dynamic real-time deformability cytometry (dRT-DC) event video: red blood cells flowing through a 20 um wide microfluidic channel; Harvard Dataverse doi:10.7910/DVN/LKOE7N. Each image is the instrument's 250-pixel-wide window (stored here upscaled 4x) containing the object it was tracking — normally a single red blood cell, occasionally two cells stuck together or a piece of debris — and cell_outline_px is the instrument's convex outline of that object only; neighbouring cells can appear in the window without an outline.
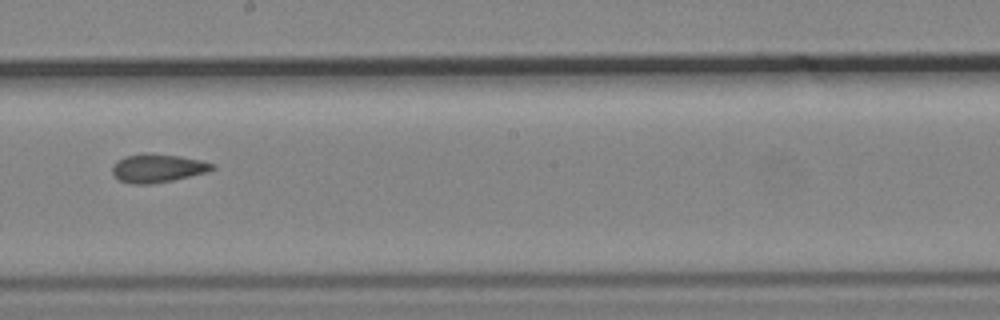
{"species": "common noctule bat (a hibernating species)", "species_latin": "Nyctalus noctula", "temperature_condition": "cold", "stored_images_in_passage": 11, "camera_frame_rate_fps": 3000, "um_per_image_px": 0.085, "animal": {"sex": "male", "body_mass_g": 19.2, "forearm_length_mm": 51.8}, "frame": {"image": 1, "passage_image": 10, "time_ms": 11.667, "image_size_px": [1000, 320], "cell_outline_px": [[216, 168], [208, 172], [172, 180], [152, 184], [132, 184], [120, 180], [112, 172], [112, 168], [116, 160], [124, 156], [144, 152], [180, 156], [200, 160], [216, 164]], "centroid_in_image_um": [13.41, 14.28], "position_along_channel_um": 234.8, "area_um2": 16.7}}
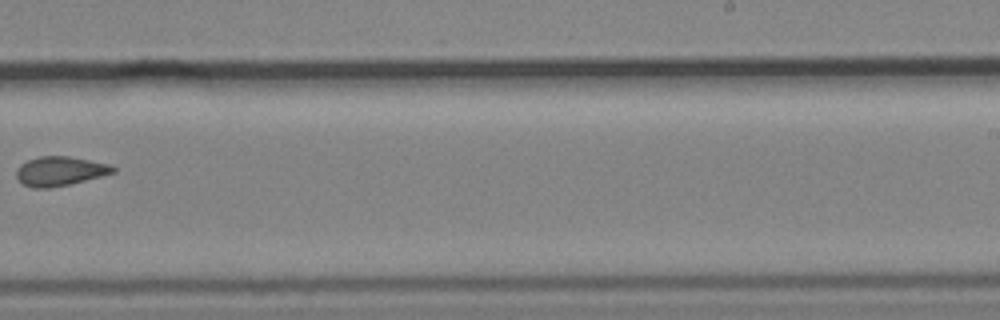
{"frame": {"image": 2, "passage_image": 11, "time_ms": 13.0, "image_size_px": [1000, 320], "cell_outline_px": [[116, 172], [52, 188], [32, 188], [24, 184], [16, 176], [16, 168], [20, 164], [28, 160], [40, 156], [68, 156], [112, 164], [116, 168]], "centroid_in_image_um": [5.1, 14.54], "position_along_channel_um": 283.9, "area_um2": 16.47}}